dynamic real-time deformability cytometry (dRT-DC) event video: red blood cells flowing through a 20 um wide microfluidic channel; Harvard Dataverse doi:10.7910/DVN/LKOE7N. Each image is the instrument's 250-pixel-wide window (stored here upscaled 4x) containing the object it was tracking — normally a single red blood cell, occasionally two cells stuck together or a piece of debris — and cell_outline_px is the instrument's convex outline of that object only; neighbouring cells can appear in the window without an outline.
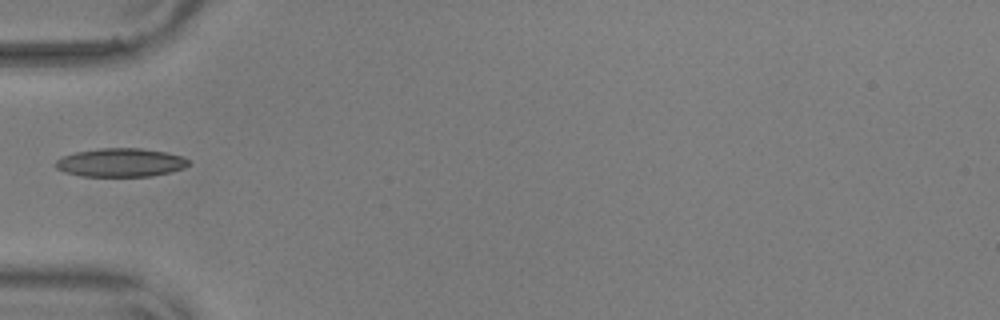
{"species": "common noctule bat (a hibernating species)", "species_latin": "Nyctalus noctula", "temperature_condition": "warm", "stored_images_in_passage": 11, "camera_frame_rate_fps": 3000, "um_per_image_px": 0.085, "animal": {"sex": "male", "body_mass_g": 17.9, "forearm_length_mm": 54.2}, "frame": {"image": 1, "passage_image": 1, "time_ms": 0.0, "image_size_px": [1000, 320], "cell_outline_px": [[188, 164], [184, 168], [152, 176], [84, 176], [64, 172], [56, 168], [52, 164], [60, 156], [76, 152], [100, 148], [140, 148], [164, 152], [180, 156], [188, 160]], "centroid_in_image_um": [10.17, 13.81], "position_along_channel_um": 74.8, "area_um2": 22.02}}
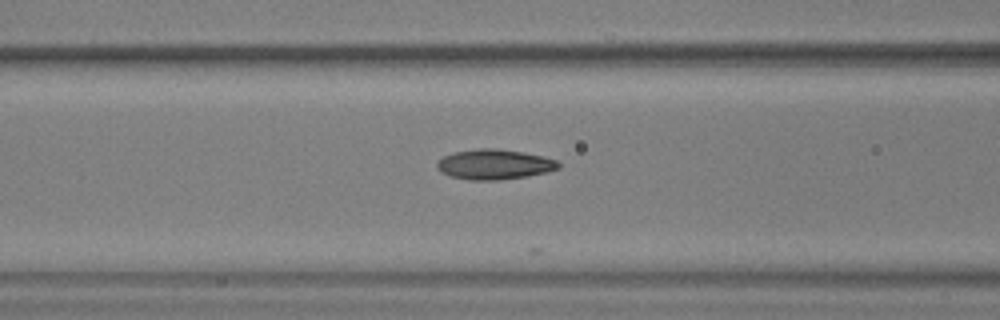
{"frame": {"image": 2, "passage_image": 5, "time_ms": 1.333, "image_size_px": [1000, 320], "cell_outline_px": [[560, 168], [548, 172], [528, 176], [500, 180], [468, 180], [448, 176], [440, 172], [436, 168], [436, 164], [444, 156], [452, 152], [476, 148], [496, 148], [524, 152], [556, 160], [560, 164]], "centroid_in_image_um": [41.99, 13.98], "position_along_channel_um": 124.6, "area_um2": 21.56}}